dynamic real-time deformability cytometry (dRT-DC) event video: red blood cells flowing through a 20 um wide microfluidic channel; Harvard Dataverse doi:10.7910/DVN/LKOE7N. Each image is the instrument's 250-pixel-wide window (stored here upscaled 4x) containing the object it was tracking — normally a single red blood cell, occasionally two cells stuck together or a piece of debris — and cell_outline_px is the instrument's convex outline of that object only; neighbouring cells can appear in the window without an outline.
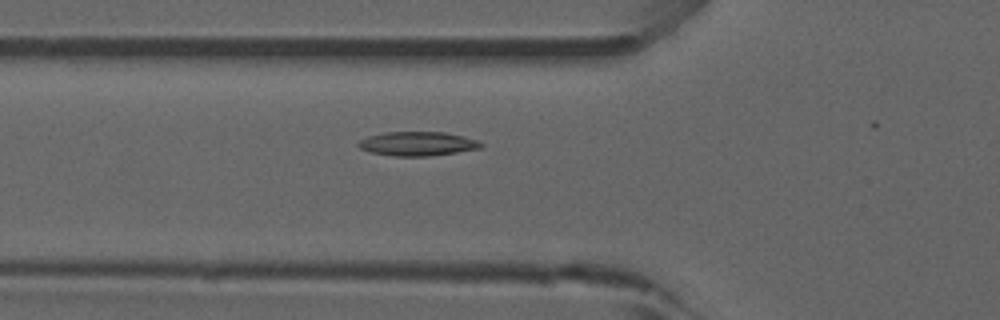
{"species": "common noctule bat (a hibernating species)", "species_latin": "Nyctalus noctula", "temperature_condition": "room temperature", "stored_images_in_passage": 23, "camera_frame_rate_fps": 3000, "um_per_image_px": 0.085, "animal": {"sex": "male", "forearm_length_mm": 52.5}, "frame": {"image": 1, "passage_image": 19, "time_ms": 6.0, "image_size_px": [1000, 320], "cell_outline_px": [[484, 144], [480, 148], [456, 152], [428, 156], [392, 156], [372, 152], [360, 148], [356, 144], [360, 140], [368, 136], [388, 132], [444, 132], [464, 136], [476, 140]], "centroid_in_image_um": [35.49, 12.21], "position_along_channel_um": 90.3, "area_um2": 17.05}}
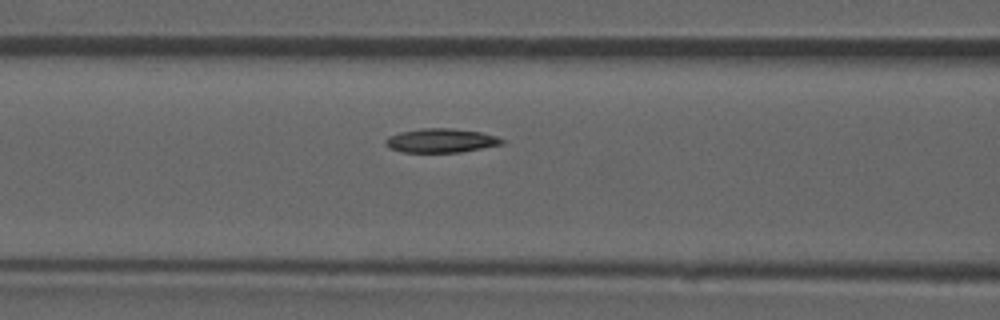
{"frame": {"image": 2, "passage_image": 22, "time_ms": 7.0, "image_size_px": [1000, 320], "cell_outline_px": [[504, 144], [460, 152], [400, 152], [384, 144], [384, 140], [388, 136], [400, 132], [420, 128], [448, 128], [480, 132], [496, 136], [504, 140]], "centroid_in_image_um": [37.46, 11.95], "position_along_channel_um": 129.1, "area_um2": 16.24}}